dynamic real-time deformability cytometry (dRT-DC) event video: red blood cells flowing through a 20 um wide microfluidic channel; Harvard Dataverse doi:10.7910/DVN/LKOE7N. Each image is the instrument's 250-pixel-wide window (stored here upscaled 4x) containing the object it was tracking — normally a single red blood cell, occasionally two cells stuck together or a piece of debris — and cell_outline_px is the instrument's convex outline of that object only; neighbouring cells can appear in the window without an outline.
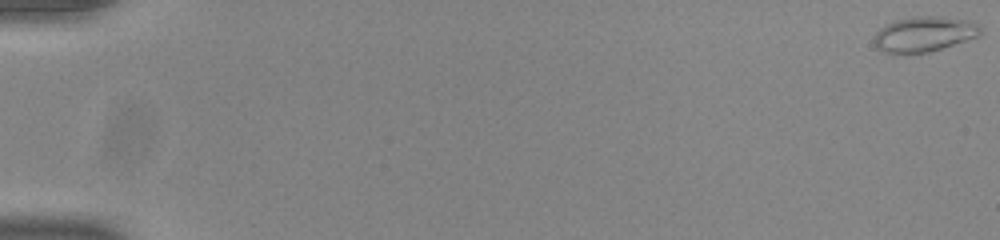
{"species": "common noctule bat (a hibernating species)", "species_latin": "Nyctalus noctula", "temperature_condition": "room temperature", "stored_images_in_passage": 55, "camera_frame_rate_fps": 3000, "um_per_image_px": 0.085, "animal": {"sex": "male", "body_mass_g": 20.0, "forearm_length_mm": 53.3}, "frame": {"image": 1, "passage_image": 1, "time_ms": 0.0, "image_size_px": [1000, 240], "cell_outline_px": [[980, 36], [928, 52], [892, 56], [876, 48], [872, 40], [876, 32], [880, 28], [896, 20], [912, 16], [940, 16], [968, 20], [980, 24]], "centroid_in_image_um": [78.5, 2.92], "position_along_channel_um": 6.5, "area_um2": 22.31}}
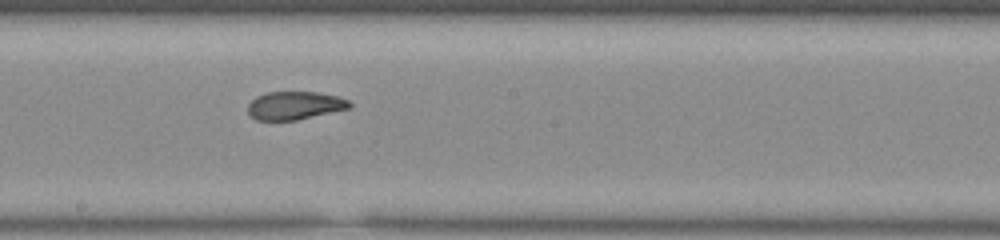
{"frame": {"image": 2, "passage_image": 32, "time_ms": 10.333, "image_size_px": [1000, 240], "cell_outline_px": [[352, 108], [296, 120], [256, 120], [248, 112], [248, 104], [256, 96], [268, 92], [316, 92], [336, 96], [348, 100], [352, 104]], "centroid_in_image_um": [25.06, 8.97], "position_along_channel_um": 223.1, "area_um2": 16.65}}
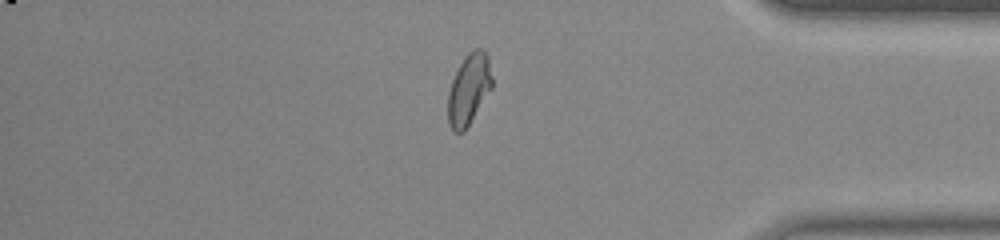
{"frame": {"image": 3, "passage_image": 47, "time_ms": 15.333, "image_size_px": [1000, 240], "cell_outline_px": [[492, 88], [464, 132], [452, 132], [448, 124], [448, 92], [452, 80], [464, 56], [468, 52], [476, 48], [480, 48], [488, 56], [492, 76]], "centroid_in_image_um": [39.85, 7.6], "position_along_channel_um": 395.4, "area_um2": 18.26}, "authors_computed_cell_mechanics": {"area_um2": 18.207, "velocity_mm_per_s": 3.8921, "shape_relaxation_time_tau1_ms": null, "shape_relaxation_time_tau2_ms": 1.6951, "deformation_change_tau1": null, "deformation_change_tau2": 0.0711}}